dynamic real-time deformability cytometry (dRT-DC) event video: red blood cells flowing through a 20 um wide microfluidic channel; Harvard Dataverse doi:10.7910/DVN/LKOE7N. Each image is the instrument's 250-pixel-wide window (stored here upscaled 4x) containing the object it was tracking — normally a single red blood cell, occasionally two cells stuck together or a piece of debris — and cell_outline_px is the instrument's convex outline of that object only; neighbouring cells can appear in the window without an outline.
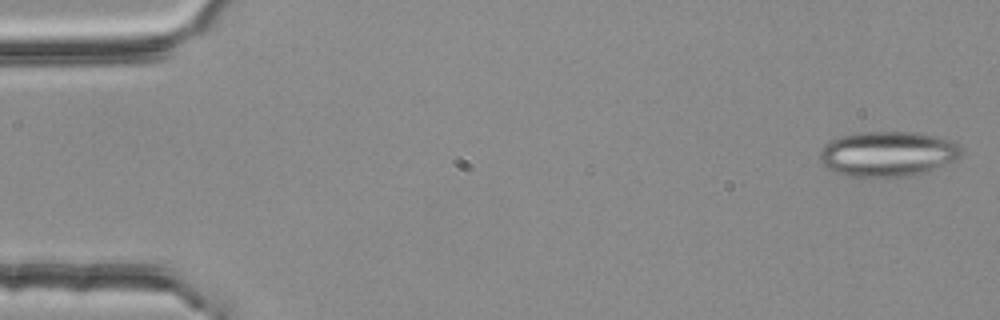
{"species": "common noctule bat (a hibernating species)", "species_latin": "Nyctalus noctula", "temperature_condition": "room temperature", "stored_images_in_passage": 4, "camera_frame_rate_fps": 3000, "um_per_image_px": 0.085, "animal": {"sex": "female", "body_mass_g": 25.1}, "frame": {"image": 1, "passage_image": 1, "time_ms": 0.0, "image_size_px": [1000, 320], "cell_outline_px": [[960, 156], [952, 160], [916, 176], [848, 176], [832, 172], [820, 160], [820, 148], [828, 140], [840, 136], [856, 132], [916, 132], [936, 136], [952, 140], [960, 144]], "centroid_in_image_um": [75.41, 13.06], "position_along_channel_um": 9.6, "area_um2": 37.28}}